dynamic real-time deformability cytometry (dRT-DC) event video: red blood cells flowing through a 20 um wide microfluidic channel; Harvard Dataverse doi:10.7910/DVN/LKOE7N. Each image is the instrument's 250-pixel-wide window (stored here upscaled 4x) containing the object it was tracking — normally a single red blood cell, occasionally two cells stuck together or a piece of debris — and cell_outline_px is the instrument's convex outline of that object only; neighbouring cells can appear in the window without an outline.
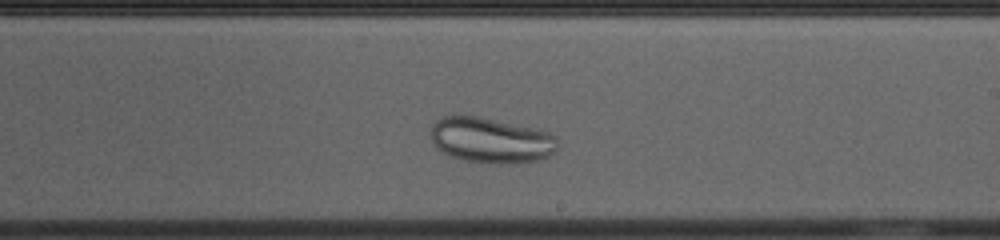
{"species": "common noctule bat (a hibernating species)", "species_latin": "Nyctalus noctula", "temperature_condition": "cold", "stored_images_in_passage": 31, "camera_frame_rate_fps": 3000, "um_per_image_px": 0.085, "animal": {"sex": "female", "body_mass_g": 23.0, "forearm_length_mm": 53.4}, "frame": {"image": 1, "passage_image": 18, "time_ms": 5.667, "image_size_px": [1000, 240], "cell_outline_px": [[556, 152], [548, 156], [536, 160], [512, 164], [492, 164], [464, 160], [440, 152], [436, 148], [432, 140], [432, 124], [440, 116], [480, 116], [548, 132], [556, 136]], "centroid_in_image_um": [41.7, 11.93], "position_along_channel_um": 247.3, "area_um2": 33.58}}
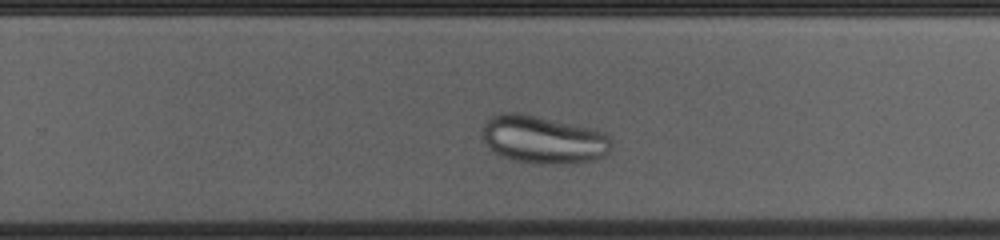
{"frame": {"image": 2, "passage_image": 21, "time_ms": 6.667, "image_size_px": [1000, 240], "cell_outline_px": [[612, 148], [604, 156], [596, 160], [568, 164], [540, 164], [512, 160], [496, 152], [480, 136], [480, 132], [484, 120], [500, 112], [520, 112], [540, 116], [604, 132], [612, 140]], "centroid_in_image_um": [46.16, 11.85], "position_along_channel_um": 283.6, "area_um2": 36.41}}
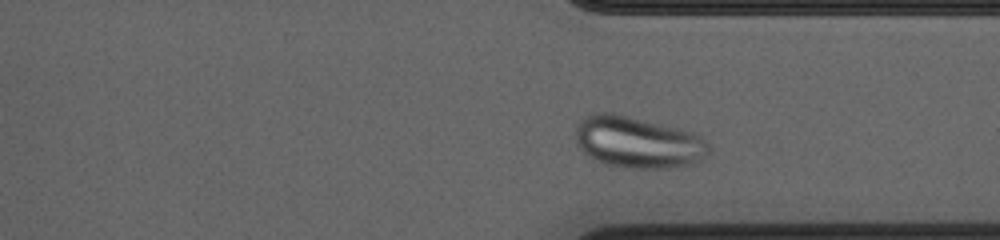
{"frame": {"image": 3, "passage_image": 27, "time_ms": 8.667, "image_size_px": [1000, 240], "cell_outline_px": [[712, 148], [700, 164], [664, 168], [620, 168], [604, 164], [588, 156], [576, 144], [576, 124], [584, 116], [596, 112], [612, 112], [700, 132]], "centroid_in_image_um": [54.29, 12.09], "position_along_channel_um": 357.1, "area_um2": 41.33}}